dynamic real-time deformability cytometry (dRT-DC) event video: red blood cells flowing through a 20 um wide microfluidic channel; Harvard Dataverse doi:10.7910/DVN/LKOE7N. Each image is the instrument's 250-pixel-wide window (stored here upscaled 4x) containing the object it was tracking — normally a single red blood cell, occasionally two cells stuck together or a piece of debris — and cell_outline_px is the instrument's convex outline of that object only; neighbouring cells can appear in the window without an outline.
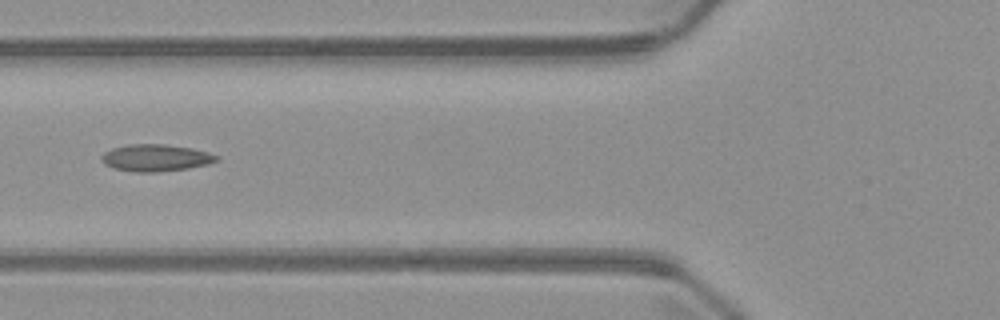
{"species": "common noctule bat (a hibernating species)", "species_latin": "Nyctalus noctula", "temperature_condition": "warm", "stored_images_in_passage": 6, "camera_frame_rate_fps": 3000, "um_per_image_px": 0.085, "animal": {"sex": "male", "body_mass_g": 23.1, "forearm_length_mm": 52.7}, "frame": {"image": 1, "passage_image": 6, "time_ms": 5.667, "image_size_px": [1000, 320], "cell_outline_px": [[220, 160], [208, 164], [188, 168], [156, 172], [136, 172], [112, 168], [104, 164], [100, 160], [100, 156], [104, 152], [112, 148], [128, 144], [164, 144], [192, 148], [208, 152], [220, 156]], "centroid_in_image_um": [13.23, 13.41], "position_along_channel_um": 112.6, "area_um2": 18.26}}